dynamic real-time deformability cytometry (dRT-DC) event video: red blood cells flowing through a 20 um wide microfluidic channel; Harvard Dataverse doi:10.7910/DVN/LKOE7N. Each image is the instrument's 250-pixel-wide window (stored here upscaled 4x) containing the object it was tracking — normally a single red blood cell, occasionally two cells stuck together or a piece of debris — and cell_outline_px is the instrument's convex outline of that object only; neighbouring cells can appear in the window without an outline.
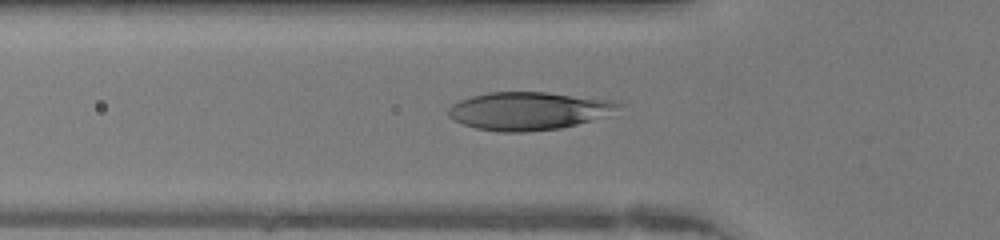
{"species": "human", "species_latin": "Homo sapiens", "temperature_condition": "warm", "stored_images_in_passage": 39, "camera_frame_rate_fps": 3000, "um_per_image_px": 0.085, "donor": {"sex": "female"}, "frame": {"image": 1, "passage_image": 14, "time_ms": 4.333, "image_size_px": [1000, 240], "cell_outline_px": [[620, 104], [592, 120], [560, 128], [528, 132], [500, 132], [476, 128], [464, 124], [448, 116], [448, 108], [452, 104], [460, 100], [472, 96], [488, 92], [548, 92], [612, 100]], "centroid_in_image_um": [44.81, 9.42], "position_along_channel_um": 81.0, "area_um2": 36.93}}
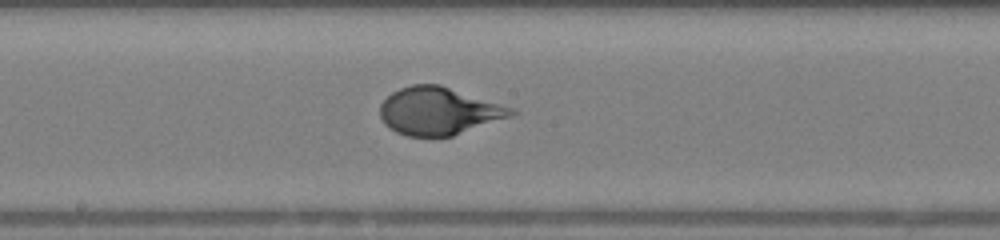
{"frame": {"image": 2, "passage_image": 23, "time_ms": 7.333, "image_size_px": [1000, 240], "cell_outline_px": [[520, 112], [512, 116], [452, 136], [408, 136], [396, 132], [388, 128], [384, 124], [380, 116], [380, 104], [392, 92], [400, 88], [412, 84], [440, 84], [512, 108]], "centroid_in_image_um": [37.27, 9.44], "position_along_channel_um": 210.9, "area_um2": 36.24}}
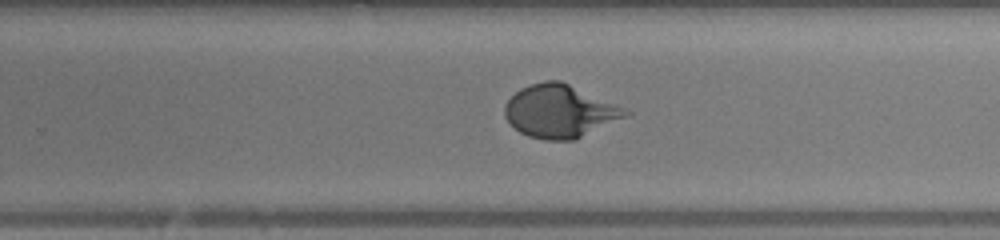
{"frame": {"image": 3, "passage_image": 28, "time_ms": 9.0, "image_size_px": [1000, 240], "cell_outline_px": [[632, 112], [628, 116], [576, 140], [544, 140], [528, 136], [520, 132], [504, 116], [504, 104], [520, 88], [544, 80], [560, 80], [624, 108]], "centroid_in_image_um": [47.58, 9.47], "position_along_channel_um": 282.2, "area_um2": 37.05}}